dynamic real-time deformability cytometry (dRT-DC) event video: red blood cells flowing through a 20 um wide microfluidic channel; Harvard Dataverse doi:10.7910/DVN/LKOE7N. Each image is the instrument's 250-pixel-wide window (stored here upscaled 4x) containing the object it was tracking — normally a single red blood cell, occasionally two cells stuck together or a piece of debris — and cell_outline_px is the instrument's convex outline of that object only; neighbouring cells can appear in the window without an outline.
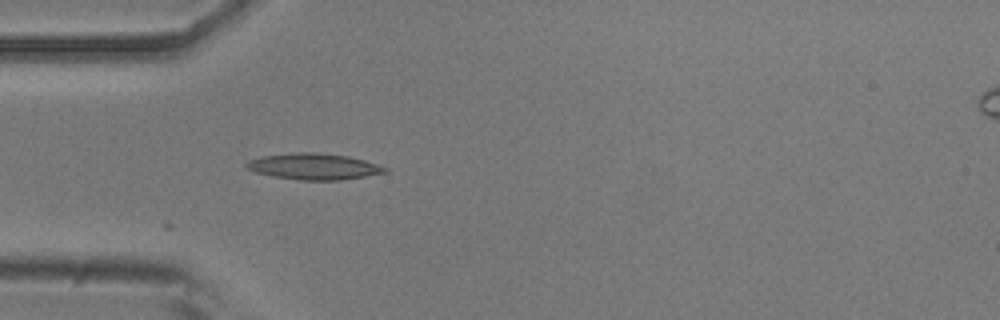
{"species": "common noctule bat (a hibernating species)", "species_latin": "Nyctalus noctula", "temperature_condition": "room temperature", "stored_images_in_passage": 17, "camera_frame_rate_fps": 3000, "um_per_image_px": 0.085, "animal": {"sex": "male", "body_mass_g": 20.5, "forearm_length_mm": 52.5}, "frame": {"image": 1, "passage_image": 1, "time_ms": 0.0, "image_size_px": [1000, 320], "cell_outline_px": [[388, 172], [340, 180], [300, 180], [272, 176], [256, 172], [248, 168], [244, 164], [248, 160], [264, 156], [296, 152], [316, 152], [348, 156], [364, 160], [388, 168]], "centroid_in_image_um": [26.67, 14.15], "position_along_channel_um": 58.3, "area_um2": 20.98}}
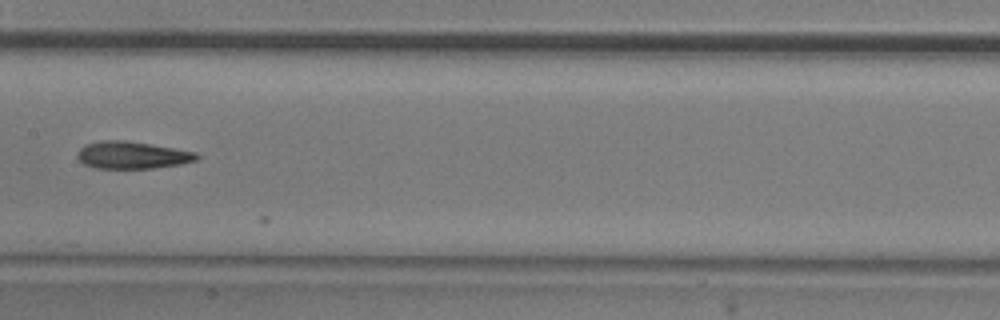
{"frame": {"image": 2, "passage_image": 12, "time_ms": 3.667, "image_size_px": [1000, 320], "cell_outline_px": [[200, 160], [180, 164], [152, 168], [96, 168], [84, 164], [76, 156], [76, 152], [84, 144], [100, 140], [124, 140], [196, 152], [200, 156]], "centroid_in_image_um": [11.21, 13.18], "position_along_channel_um": 196.2, "area_um2": 18.96}}
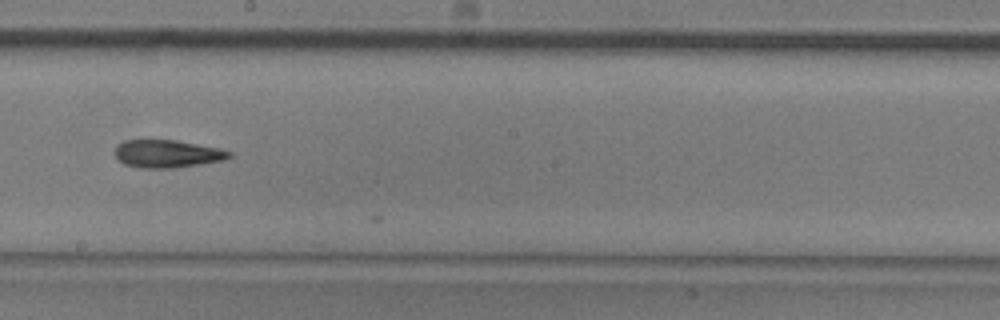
{"frame": {"image": 3, "passage_image": 15, "time_ms": 4.667, "image_size_px": [1000, 320], "cell_outline_px": [[232, 156], [224, 160], [176, 168], [140, 168], [124, 164], [116, 156], [116, 144], [124, 140], [176, 140], [220, 148], [232, 152]], "centroid_in_image_um": [14.23, 13.07], "position_along_channel_um": 234.0, "area_um2": 18.55}}